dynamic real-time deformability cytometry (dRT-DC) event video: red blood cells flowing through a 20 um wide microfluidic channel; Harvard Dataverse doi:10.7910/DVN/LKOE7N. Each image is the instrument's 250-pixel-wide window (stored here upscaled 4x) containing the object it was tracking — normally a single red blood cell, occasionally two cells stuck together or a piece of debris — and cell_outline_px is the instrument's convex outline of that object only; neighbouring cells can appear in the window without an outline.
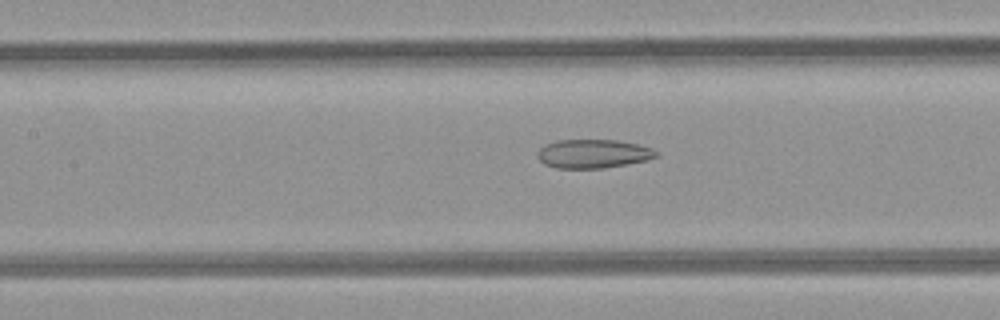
{"species": "common noctule bat (a hibernating species)", "species_latin": "Nyctalus noctula", "temperature_condition": "room temperature", "stored_images_in_passage": 48, "camera_frame_rate_fps": 3000, "um_per_image_px": 0.085, "animal": {"sex": "female", "body_mass_g": 21.9}, "frame": {"image": 1, "passage_image": 21, "time_ms": 6.667, "image_size_px": [1000, 320], "cell_outline_px": [[660, 152], [656, 156], [648, 160], [628, 164], [604, 168], [556, 168], [544, 164], [536, 156], [536, 152], [544, 144], [556, 140], [616, 140], [636, 144], [652, 148]], "centroid_in_image_um": [50.4, 13.07], "position_along_channel_um": 157.0, "area_um2": 20.06}}
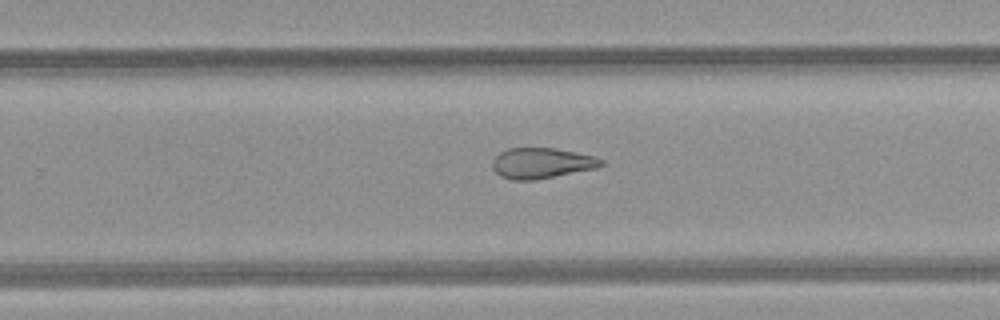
{"frame": {"image": 2, "passage_image": 30, "time_ms": 9.667, "image_size_px": [1000, 320], "cell_outline_px": [[604, 164], [596, 168], [536, 180], [512, 180], [500, 176], [492, 168], [492, 160], [500, 152], [508, 148], [556, 148], [592, 156], [604, 160]], "centroid_in_image_um": [46.01, 13.87], "position_along_channel_um": 283.8, "area_um2": 19.36}}
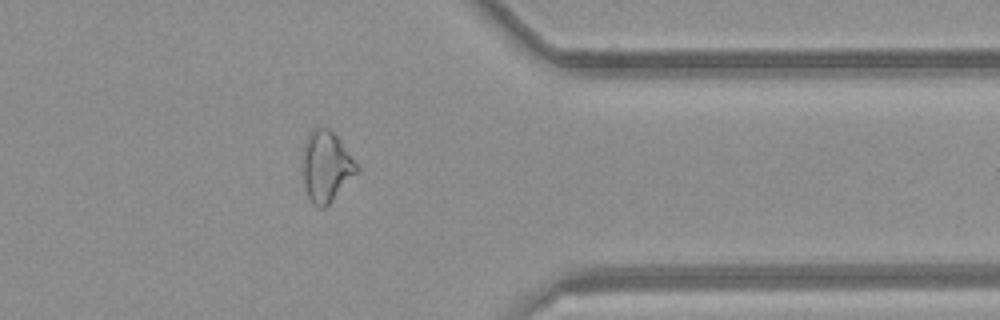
{"frame": {"image": 3, "passage_image": 38, "time_ms": 12.333, "image_size_px": [1000, 320], "cell_outline_px": [[360, 172], [324, 208], [316, 208], [312, 204], [308, 196], [304, 184], [300, 160], [300, 156], [304, 144], [308, 136], [320, 124], [324, 124], [336, 136], [360, 168]], "centroid_in_image_um": [27.7, 14.16], "position_along_channel_um": 383.7, "area_um2": 22.77}, "authors_computed_cell_mechanics": {"area_um2": 24.0159, "velocity_mm_per_s": 4.2416, "shape_relaxation_time_tau1_ms": null, "shape_relaxation_time_tau2_ms": 3.2299, "deformation_change_tau1": null, "deformation_change_tau2": 0.1216}}